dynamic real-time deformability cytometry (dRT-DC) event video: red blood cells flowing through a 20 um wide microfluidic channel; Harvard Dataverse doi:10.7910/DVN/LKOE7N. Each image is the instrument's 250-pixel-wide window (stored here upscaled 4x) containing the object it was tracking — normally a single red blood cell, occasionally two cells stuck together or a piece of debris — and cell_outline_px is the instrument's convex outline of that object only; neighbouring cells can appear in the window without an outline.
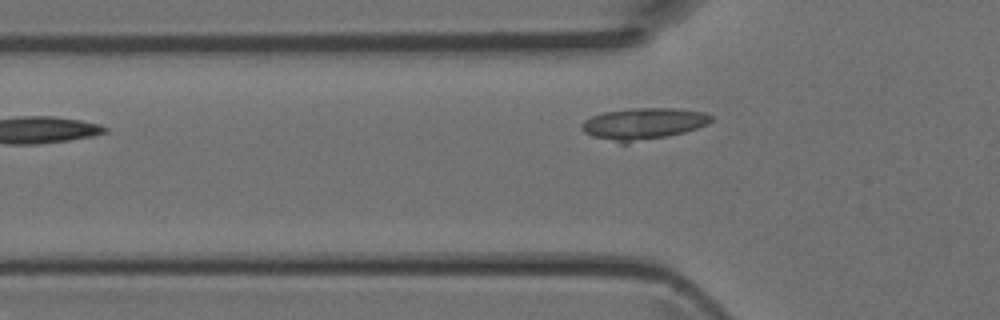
{"species": "Egyptian fruit bat (a non-hibernating species)", "species_latin": "Rousettus aegyptiacus", "temperature_condition": "room temperature", "stored_images_in_passage": 3, "camera_frame_rate_fps": 3000, "um_per_image_px": 0.085, "animal": {"sex": "female"}, "frame": {"image": 1, "passage_image": 3, "time_ms": 0.667, "image_size_px": [1000, 320], "cell_outline_px": [[712, 120], [708, 124], [684, 132], [668, 136], [628, 144], [620, 144], [592, 136], [584, 132], [580, 128], [580, 124], [584, 120], [592, 116], [604, 112], [632, 108], [676, 108], [704, 112], [712, 116]], "centroid_in_image_um": [54.65, 10.53], "position_along_channel_um": 71.2, "area_um2": 24.16}}